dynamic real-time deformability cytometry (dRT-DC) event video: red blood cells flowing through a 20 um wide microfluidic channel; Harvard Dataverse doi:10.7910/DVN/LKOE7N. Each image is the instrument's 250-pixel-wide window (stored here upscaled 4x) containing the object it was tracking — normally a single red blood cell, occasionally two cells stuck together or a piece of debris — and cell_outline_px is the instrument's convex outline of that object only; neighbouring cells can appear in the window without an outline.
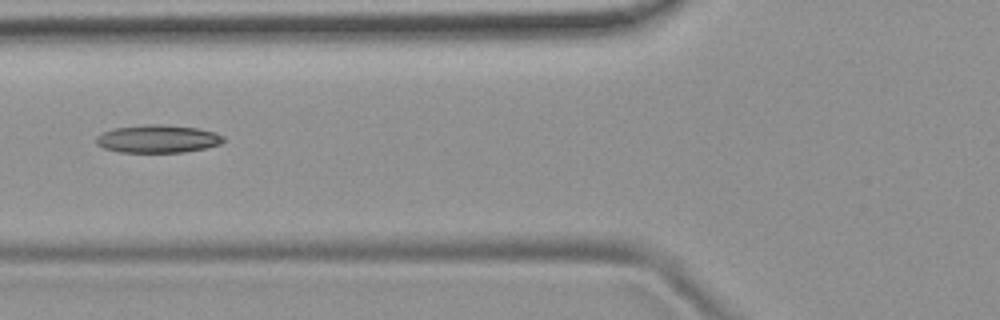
{"species": "common noctule bat (a hibernating species)", "species_latin": "Nyctalus noctula", "temperature_condition": "room temperature", "stored_images_in_passage": 5, "camera_frame_rate_fps": 3000, "um_per_image_px": 0.085, "animal": {"sex": "female", "body_mass_g": 19.9}, "frame": {"image": 1, "passage_image": 2, "time_ms": 0.333, "image_size_px": [1000, 320], "cell_outline_px": [[224, 140], [220, 144], [204, 148], [184, 152], [120, 152], [104, 148], [96, 144], [96, 136], [112, 128], [144, 124], [156, 124], [196, 128], [216, 132], [224, 136]], "centroid_in_image_um": [13.39, 11.8], "position_along_channel_um": 112.4, "area_um2": 20.63}}
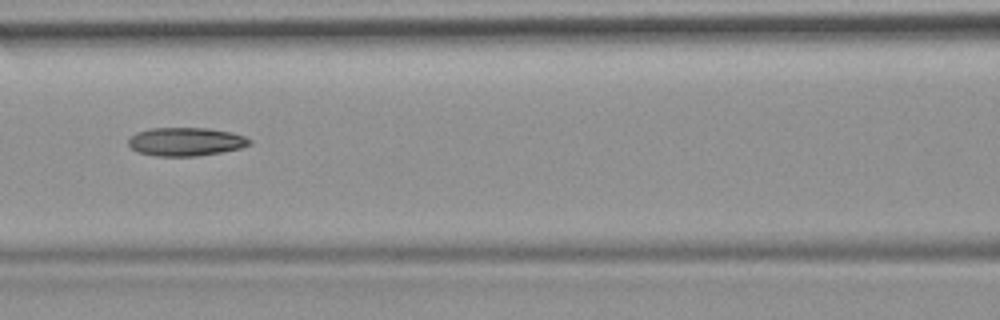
{"frame": {"image": 2, "passage_image": 3, "time_ms": 0.667, "image_size_px": [1000, 320], "cell_outline_px": [[252, 144], [240, 148], [220, 152], [196, 156], [156, 156], [136, 152], [128, 144], [128, 140], [136, 132], [148, 128], [208, 128], [232, 132], [244, 136], [252, 140]], "centroid_in_image_um": [15.79, 12.04], "position_along_channel_um": 150.8, "area_um2": 20.17}}
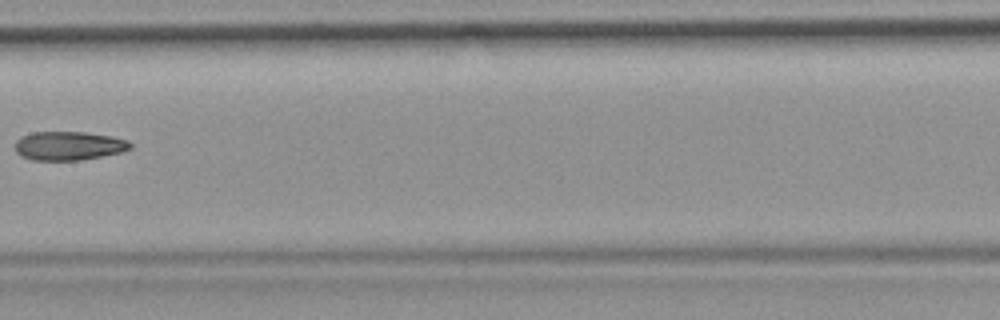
{"frame": {"image": 3, "passage_image": 4, "time_ms": 1.0, "image_size_px": [1000, 320], "cell_outline_px": [[132, 148], [124, 152], [80, 160], [32, 160], [20, 156], [16, 152], [16, 140], [20, 136], [32, 132], [84, 132], [112, 136], [128, 140], [132, 144]], "centroid_in_image_um": [5.86, 12.39], "position_along_channel_um": 201.5, "area_um2": 19.54}}